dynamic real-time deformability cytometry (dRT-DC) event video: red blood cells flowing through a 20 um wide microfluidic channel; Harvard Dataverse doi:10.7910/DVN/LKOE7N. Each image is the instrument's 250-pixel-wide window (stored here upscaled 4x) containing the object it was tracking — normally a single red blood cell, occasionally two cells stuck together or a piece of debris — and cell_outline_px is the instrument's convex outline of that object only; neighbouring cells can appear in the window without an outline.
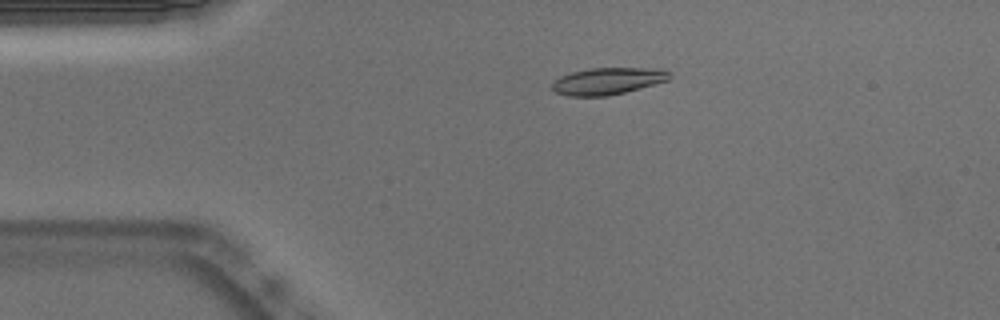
{"species": "Egyptian fruit bat (a non-hibernating species)", "species_latin": "Rousettus aegyptiacus", "temperature_condition": "warm", "stored_images_in_passage": 52, "camera_frame_rate_fps": 3000, "um_per_image_px": 0.085, "animal": {"sex": "male"}, "frame": {"image": 1, "passage_image": 10, "time_ms": 3.0, "image_size_px": [1000, 320], "cell_outline_px": [[672, 76], [668, 80], [624, 92], [608, 96], [568, 96], [556, 92], [552, 88], [552, 80], [560, 76], [572, 72], [588, 68], [660, 68], [672, 72]], "centroid_in_image_um": [51.65, 6.88], "position_along_channel_um": 33.3, "area_um2": 18.5}}
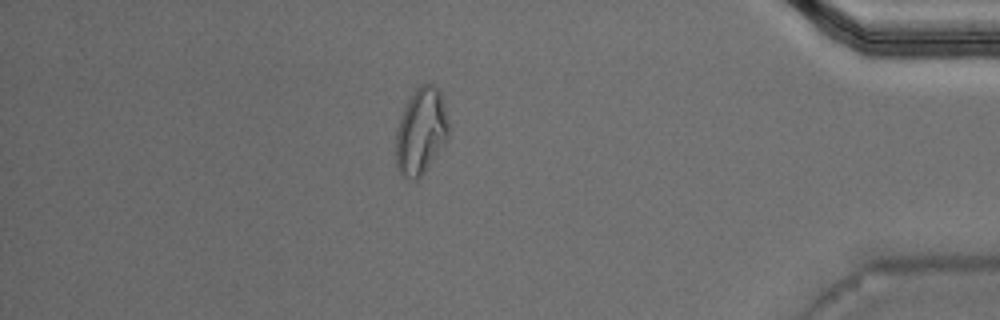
{"frame": {"image": 2, "passage_image": 45, "time_ms": 14.667, "image_size_px": [1000, 320], "cell_outline_px": [[448, 136], [424, 172], [416, 180], [412, 180], [400, 176], [396, 168], [396, 132], [404, 108], [412, 92], [416, 88], [424, 84], [432, 84], [440, 92], [444, 104], [448, 120]], "centroid_in_image_um": [35.75, 11.18], "position_along_channel_um": 399.4, "area_um2": 26.18}}
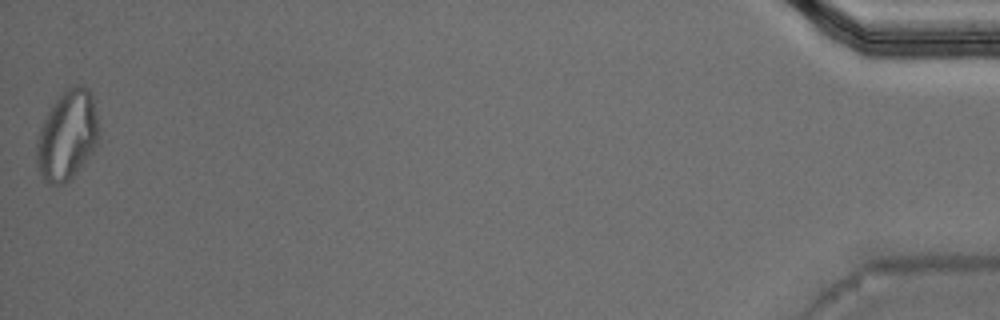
{"frame": {"image": 3, "passage_image": 52, "time_ms": 17.0, "image_size_px": [1000, 320], "cell_outline_px": [[100, 140], [92, 152], [72, 176], [64, 184], [56, 188], [48, 184], [44, 180], [36, 164], [36, 140], [40, 128], [52, 104], [68, 88], [76, 84], [80, 84], [88, 88], [92, 96], [100, 128]], "centroid_in_image_um": [5.72, 11.53], "position_along_channel_um": 429.5, "area_um2": 32.71}, "authors_computed_cell_mechanics": {"area_um2": 18.9295, "velocity_mm_per_s": 3.786, "shape_relaxation_time_tau1_ms": null, "shape_relaxation_time_tau2_ms": 3.244, "deformation_change_tau1": null, "deformation_change_tau2": 0.0976}}